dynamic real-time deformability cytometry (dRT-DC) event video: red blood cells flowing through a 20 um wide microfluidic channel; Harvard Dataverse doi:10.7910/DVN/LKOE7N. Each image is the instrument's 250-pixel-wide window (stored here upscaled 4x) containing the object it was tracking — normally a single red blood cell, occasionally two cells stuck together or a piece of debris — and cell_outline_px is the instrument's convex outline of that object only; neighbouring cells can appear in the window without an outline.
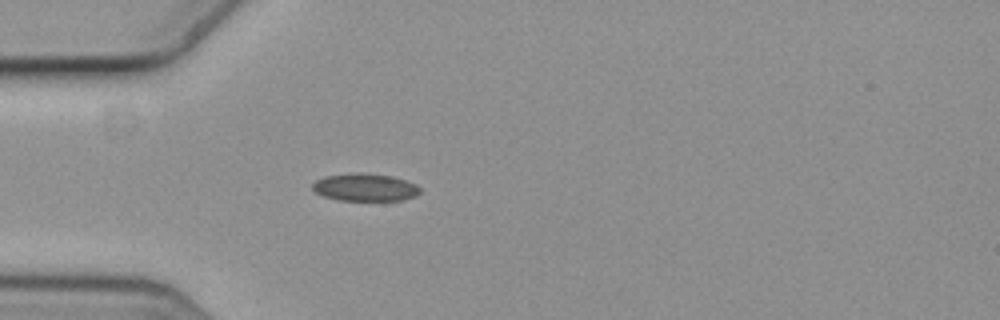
{"species": "common noctule bat (a hibernating species)", "species_latin": "Nyctalus noctula", "temperature_condition": "cold", "stored_images_in_passage": 4, "camera_frame_rate_fps": 3000, "um_per_image_px": 0.085, "animal": {"sex": "female", "body_mass_g": 19.3, "forearm_length_mm": 54.1}, "frame": {"image": 1, "passage_image": 4, "time_ms": 1.0, "image_size_px": [1000, 320], "cell_outline_px": [[420, 192], [416, 196], [400, 200], [336, 200], [324, 196], [316, 192], [312, 188], [312, 184], [316, 180], [324, 176], [360, 172], [392, 176], [404, 180], [420, 188]], "centroid_in_image_um": [30.99, 15.92], "position_along_channel_um": 54.0, "area_um2": 17.11}}